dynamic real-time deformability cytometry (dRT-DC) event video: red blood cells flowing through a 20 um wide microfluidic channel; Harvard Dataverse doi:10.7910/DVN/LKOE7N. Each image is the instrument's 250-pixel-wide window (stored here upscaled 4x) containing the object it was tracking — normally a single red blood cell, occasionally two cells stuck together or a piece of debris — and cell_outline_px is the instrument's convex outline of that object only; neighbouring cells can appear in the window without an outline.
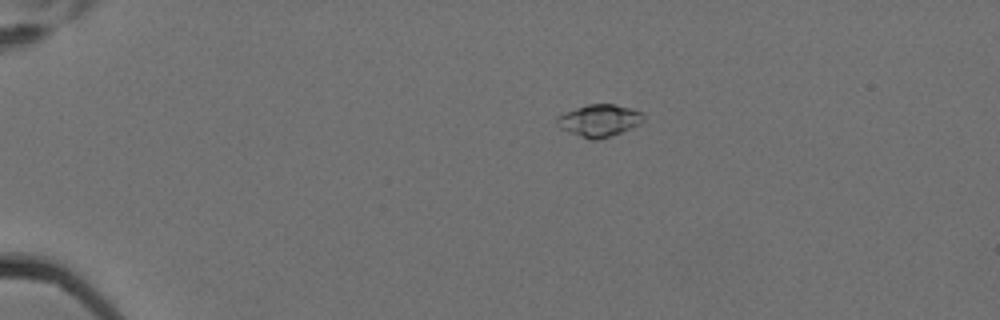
{"species": "Egyptian fruit bat (a non-hibernating species)", "species_latin": "Rousettus aegyptiacus", "temperature_condition": "cold", "stored_images_in_passage": 8, "camera_frame_rate_fps": 3000, "um_per_image_px": 0.085, "animal": {"sex": "female"}, "frame": {"image": 1, "passage_image": 4, "time_ms": 1.0, "image_size_px": [1000, 320], "cell_outline_px": [[644, 120], [640, 124], [620, 132], [596, 140], [592, 140], [560, 128], [556, 124], [556, 116], [564, 112], [588, 104], [612, 104], [628, 108], [640, 112], [644, 116]], "centroid_in_image_um": [50.9, 10.23], "position_along_channel_um": 34.1, "area_um2": 15.84}}
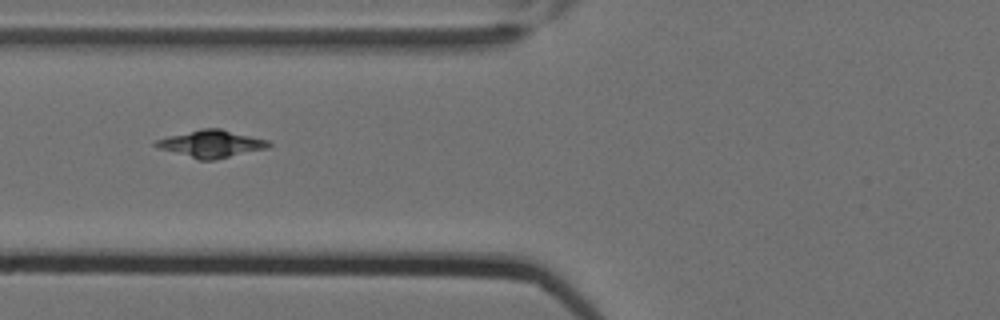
{"frame": {"image": 2, "passage_image": 7, "time_ms": 2.0, "image_size_px": [1000, 320], "cell_outline_px": [[272, 144], [268, 148], [216, 160], [200, 160], [160, 148], [152, 144], [156, 140], [168, 136], [200, 128], [220, 128], [268, 140]], "centroid_in_image_um": [17.99, 12.22], "position_along_channel_um": 107.8, "area_um2": 17.86}}
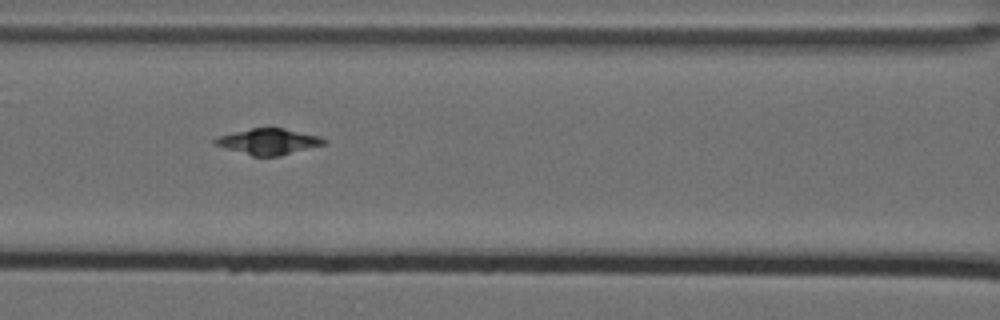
{"frame": {"image": 3, "passage_image": 8, "time_ms": 2.333, "image_size_px": [1000, 320], "cell_outline_px": [[328, 144], [280, 156], [252, 156], [224, 148], [212, 144], [212, 140], [220, 136], [252, 128], [284, 128], [320, 136], [328, 140]], "centroid_in_image_um": [22.87, 12.04], "position_along_channel_um": 143.7, "area_um2": 16.59}}